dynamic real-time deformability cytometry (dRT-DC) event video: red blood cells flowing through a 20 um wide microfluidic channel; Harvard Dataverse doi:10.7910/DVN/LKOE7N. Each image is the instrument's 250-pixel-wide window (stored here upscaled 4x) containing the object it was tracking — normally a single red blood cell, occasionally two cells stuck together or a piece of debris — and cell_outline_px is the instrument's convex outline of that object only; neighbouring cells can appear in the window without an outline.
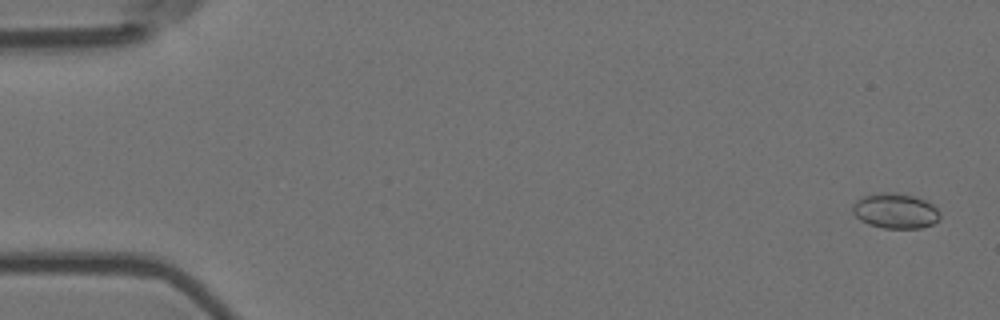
{"species": "Egyptian fruit bat (a non-hibernating species)", "species_latin": "Rousettus aegyptiacus", "temperature_condition": "room temperature", "stored_images_in_passage": 5, "camera_frame_rate_fps": 3000, "um_per_image_px": 0.085, "animal": {"sex": "female"}, "frame": {"image": 1, "passage_image": 1, "time_ms": 0.0, "image_size_px": [1000, 320], "cell_outline_px": [[940, 220], [932, 224], [920, 228], [884, 228], [868, 224], [860, 220], [852, 212], [852, 204], [856, 200], [864, 196], [880, 192], [896, 192], [912, 196], [924, 200], [932, 204], [940, 212]], "centroid_in_image_um": [76.09, 17.92], "position_along_channel_um": 8.9, "area_um2": 17.98}}
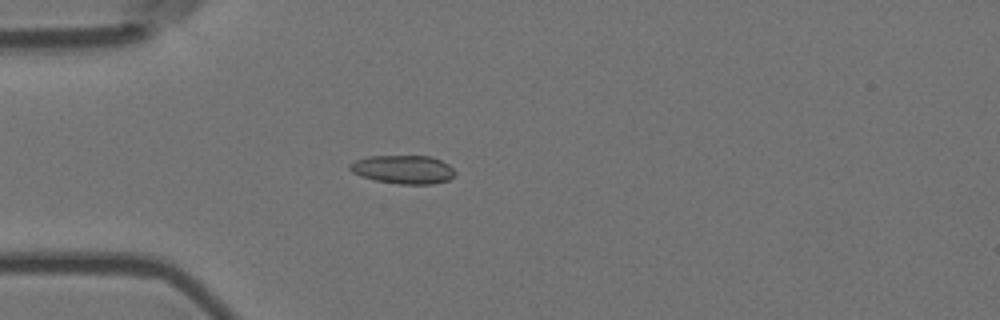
{"frame": {"image": 2, "passage_image": 5, "time_ms": 1.333, "image_size_px": [1000, 320], "cell_outline_px": [[456, 176], [448, 180], [432, 184], [396, 184], [376, 180], [360, 176], [352, 172], [348, 168], [348, 164], [356, 160], [368, 156], [432, 156], [448, 164], [456, 172]], "centroid_in_image_um": [34.27, 14.41], "position_along_channel_um": 50.7, "area_um2": 17.63}}